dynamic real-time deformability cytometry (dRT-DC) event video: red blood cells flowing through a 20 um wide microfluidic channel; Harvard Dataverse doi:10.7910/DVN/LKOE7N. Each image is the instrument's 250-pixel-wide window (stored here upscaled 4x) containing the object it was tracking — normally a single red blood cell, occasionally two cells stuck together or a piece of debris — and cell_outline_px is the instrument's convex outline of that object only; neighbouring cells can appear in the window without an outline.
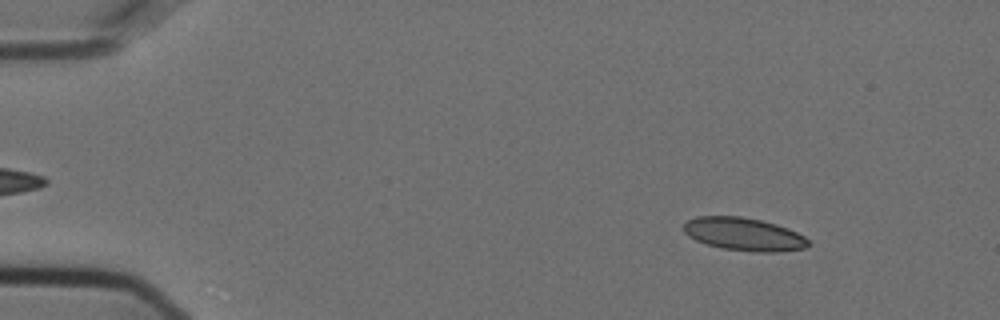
{"species": "Egyptian fruit bat (a non-hibernating species)", "species_latin": "Rousettus aegyptiacus", "temperature_condition": "cold", "stored_images_in_passage": 18, "camera_frame_rate_fps": 3000, "um_per_image_px": 0.085, "animal": {"sex": "female"}, "frame": {"image": 1, "passage_image": 7, "time_ms": 2.0, "image_size_px": [1000, 320], "cell_outline_px": [[812, 244], [804, 248], [776, 252], [752, 252], [724, 248], [708, 244], [696, 240], [688, 236], [684, 232], [684, 224], [688, 220], [696, 216], [740, 216], [760, 220], [776, 224], [788, 228], [804, 236]], "centroid_in_image_um": [63.24, 19.9], "position_along_channel_um": 21.8, "area_um2": 23.87}}
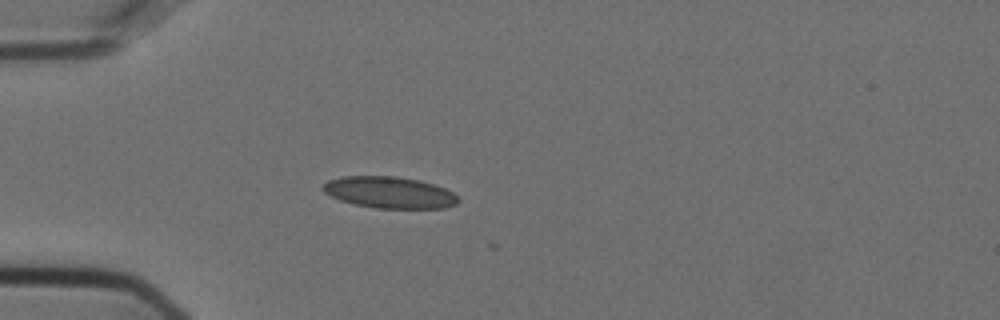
{"frame": {"image": 2, "passage_image": 16, "time_ms": 5.0, "image_size_px": [1000, 320], "cell_outline_px": [[460, 200], [456, 204], [444, 208], [376, 208], [356, 204], [340, 200], [324, 192], [320, 188], [328, 180], [344, 176], [396, 176], [420, 180], [444, 188], [452, 192]], "centroid_in_image_um": [33.09, 16.35], "position_along_channel_um": 51.9, "area_um2": 24.74}}